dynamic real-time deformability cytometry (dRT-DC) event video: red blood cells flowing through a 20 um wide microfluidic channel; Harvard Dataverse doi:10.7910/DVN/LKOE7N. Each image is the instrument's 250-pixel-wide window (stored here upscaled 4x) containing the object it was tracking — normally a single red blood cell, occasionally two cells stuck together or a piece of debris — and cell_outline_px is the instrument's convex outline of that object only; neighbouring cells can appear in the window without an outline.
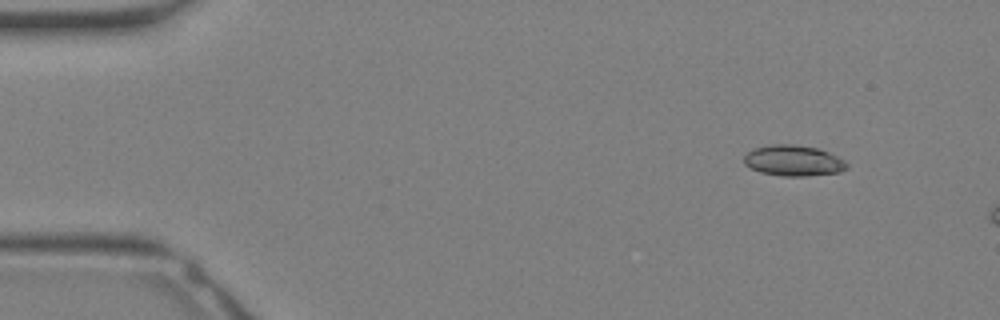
{"species": "Egyptian fruit bat (a non-hibernating species)", "species_latin": "Rousettus aegyptiacus", "temperature_condition": "warm", "stored_images_in_passage": 9, "camera_frame_rate_fps": 3000, "um_per_image_px": 0.085, "animal": {"sex": "female"}, "frame": {"image": 1, "passage_image": 2, "time_ms": 0.333, "image_size_px": [1000, 320], "cell_outline_px": [[848, 168], [840, 172], [804, 176], [784, 176], [760, 172], [744, 164], [744, 156], [748, 152], [756, 148], [768, 144], [796, 144], [820, 148], [844, 160], [848, 164]], "centroid_in_image_um": [67.46, 13.64], "position_along_channel_um": 17.5, "area_um2": 18.5}}